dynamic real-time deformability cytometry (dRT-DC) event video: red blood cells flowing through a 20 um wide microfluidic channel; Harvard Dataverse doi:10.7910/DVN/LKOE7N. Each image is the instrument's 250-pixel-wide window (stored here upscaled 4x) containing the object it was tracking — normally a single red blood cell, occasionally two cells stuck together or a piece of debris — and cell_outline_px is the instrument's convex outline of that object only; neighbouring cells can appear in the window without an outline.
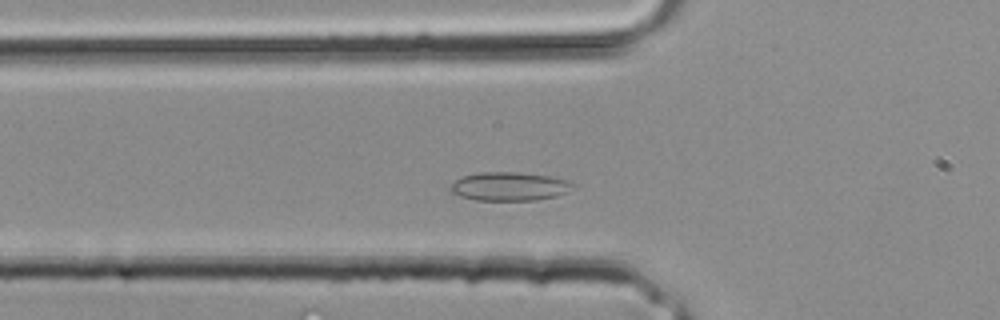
{"species": "common noctule bat (a hibernating species)", "species_latin": "Nyctalus noctula", "temperature_condition": "room temperature", "stored_images_in_passage": 30, "camera_frame_rate_fps": 3000, "um_per_image_px": 0.085, "animal": {"sex": "male", "body_mass_g": 20.4}, "frame": {"image": 1, "passage_image": 7, "time_ms": 2.0, "image_size_px": [1000, 320], "cell_outline_px": [[576, 184], [568, 192], [556, 196], [536, 200], [476, 200], [460, 196], [452, 192], [448, 188], [456, 180], [464, 176], [480, 172], [516, 172], [548, 176], [568, 180]], "centroid_in_image_um": [43.32, 15.85], "position_along_channel_um": 82.5, "area_um2": 20.35}}
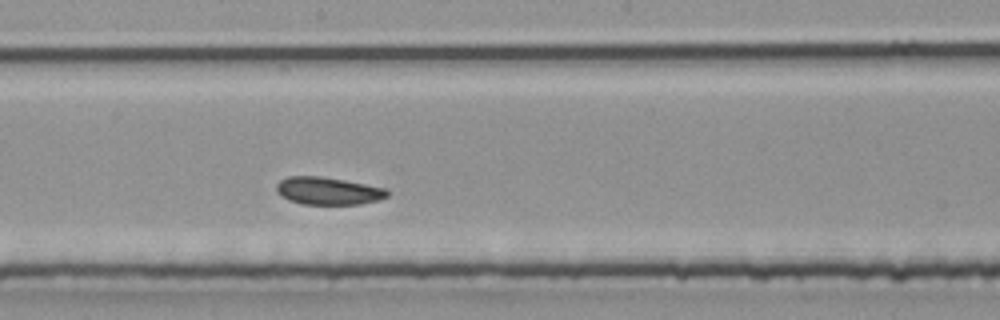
{"frame": {"image": 2, "passage_image": 14, "time_ms": 4.333, "image_size_px": [1000, 320], "cell_outline_px": [[388, 196], [380, 200], [360, 204], [300, 204], [288, 200], [280, 196], [276, 192], [276, 184], [280, 180], [288, 176], [320, 176], [344, 180], [388, 188]], "centroid_in_image_um": [27.88, 16.23], "position_along_channel_um": 220.3, "area_um2": 18.03}}
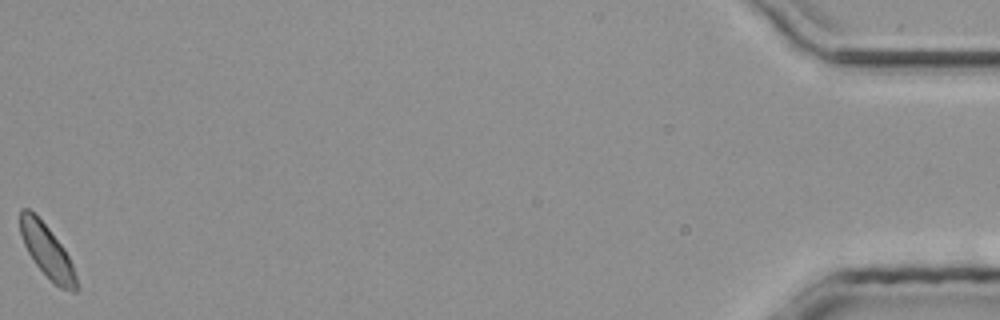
{"frame": {"image": 3, "passage_image": 30, "time_ms": 9.667, "image_size_px": [1000, 320], "cell_outline_px": [[76, 292], [72, 292], [60, 288], [32, 260], [24, 244], [20, 232], [20, 208], [28, 208], [48, 228], [64, 248], [72, 264], [76, 276]], "centroid_in_image_um": [3.99, 21.34], "position_along_channel_um": 431.2, "area_um2": 16.82}}